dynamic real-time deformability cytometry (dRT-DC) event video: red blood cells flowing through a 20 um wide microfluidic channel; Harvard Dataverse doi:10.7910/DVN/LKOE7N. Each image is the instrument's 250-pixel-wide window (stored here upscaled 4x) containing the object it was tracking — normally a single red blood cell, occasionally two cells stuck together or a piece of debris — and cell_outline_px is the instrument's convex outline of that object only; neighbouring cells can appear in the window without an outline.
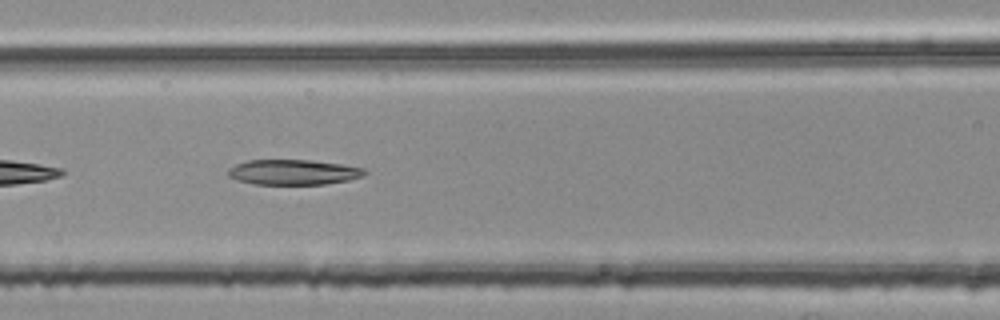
{"species": "common noctule bat (a hibernating species)", "species_latin": "Nyctalus noctula", "temperature_condition": "room temperature", "stored_images_in_passage": 7, "camera_frame_rate_fps": 3000, "um_per_image_px": 0.085, "animal": {"sex": "female", "body_mass_g": 25.1}, "frame": {"image": 1, "passage_image": 5, "time_ms": 1.333, "image_size_px": [1000, 320], "cell_outline_px": [[368, 172], [364, 176], [348, 180], [324, 184], [256, 184], [236, 180], [228, 176], [228, 168], [236, 164], [248, 160], [312, 160], [340, 164], [364, 168]], "centroid_in_image_um": [24.93, 14.63], "position_along_channel_um": 141.7, "area_um2": 20.06}}
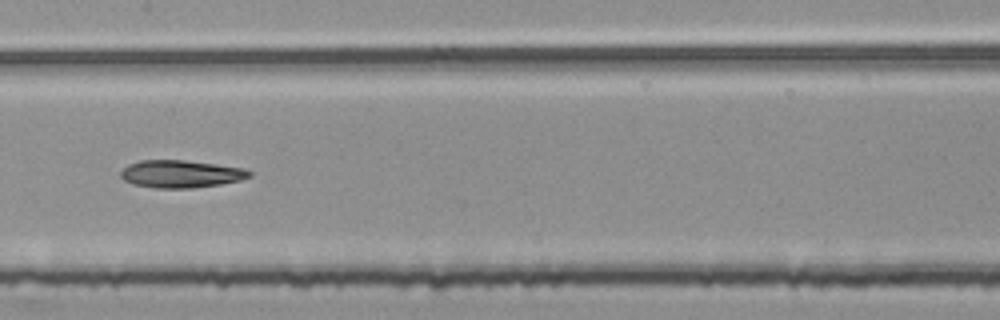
{"frame": {"image": 2, "passage_image": 6, "time_ms": 1.667, "image_size_px": [1000, 320], "cell_outline_px": [[252, 176], [240, 180], [220, 184], [188, 188], [156, 188], [132, 184], [124, 180], [120, 176], [120, 172], [128, 164], [140, 160], [184, 160], [244, 168], [252, 172]], "centroid_in_image_um": [15.35, 14.78], "position_along_channel_um": 192.0, "area_um2": 20.58}}
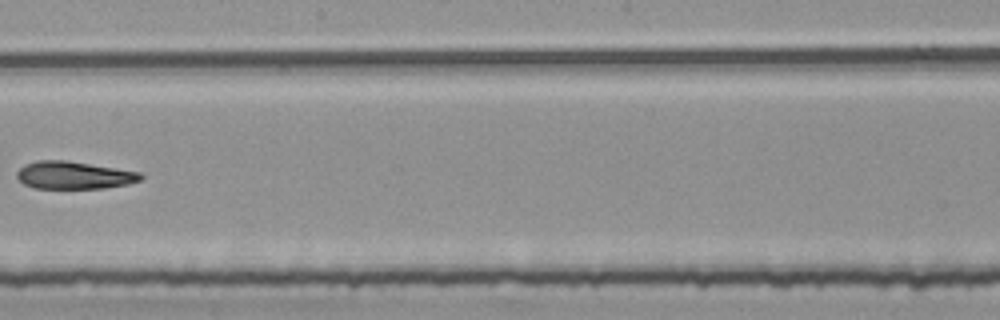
{"frame": {"image": 3, "passage_image": 7, "time_ms": 2.0, "image_size_px": [1000, 320], "cell_outline_px": [[144, 176], [140, 180], [128, 184], [104, 188], [32, 188], [24, 184], [16, 176], [16, 172], [24, 164], [36, 160], [64, 160], [116, 168], [140, 172]], "centroid_in_image_um": [6.26, 14.89], "position_along_channel_um": 241.9, "area_um2": 19.88}}